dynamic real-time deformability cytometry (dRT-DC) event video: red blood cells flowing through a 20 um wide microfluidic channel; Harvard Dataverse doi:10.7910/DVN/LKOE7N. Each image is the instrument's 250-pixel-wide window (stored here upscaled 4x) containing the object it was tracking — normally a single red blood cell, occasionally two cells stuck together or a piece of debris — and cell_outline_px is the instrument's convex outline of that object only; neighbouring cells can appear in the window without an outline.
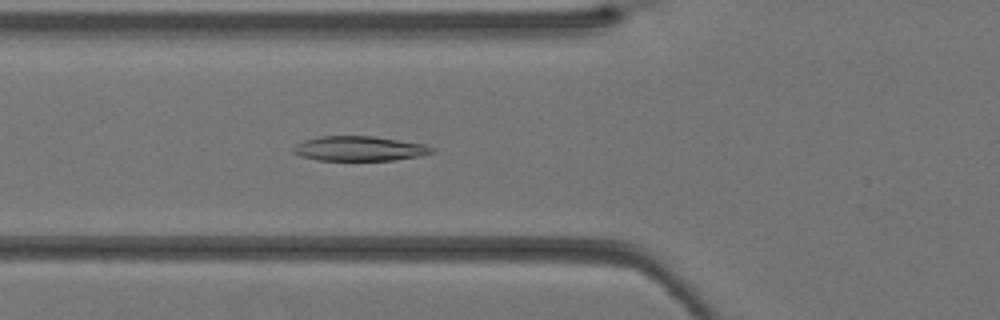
{"species": "Egyptian fruit bat (a non-hibernating species)", "species_latin": "Rousettus aegyptiacus", "temperature_condition": "warm", "stored_images_in_passage": 40, "camera_frame_rate_fps": 3000, "um_per_image_px": 0.085, "animal": {"sex": "female"}, "frame": {"image": 1, "passage_image": 14, "time_ms": 4.333, "image_size_px": [1000, 320], "cell_outline_px": [[436, 152], [416, 156], [392, 160], [316, 160], [300, 156], [292, 152], [292, 148], [296, 144], [304, 140], [320, 136], [372, 136], [424, 144], [432, 148]], "centroid_in_image_um": [30.48, 12.63], "position_along_channel_um": 95.3, "area_um2": 19.83}}
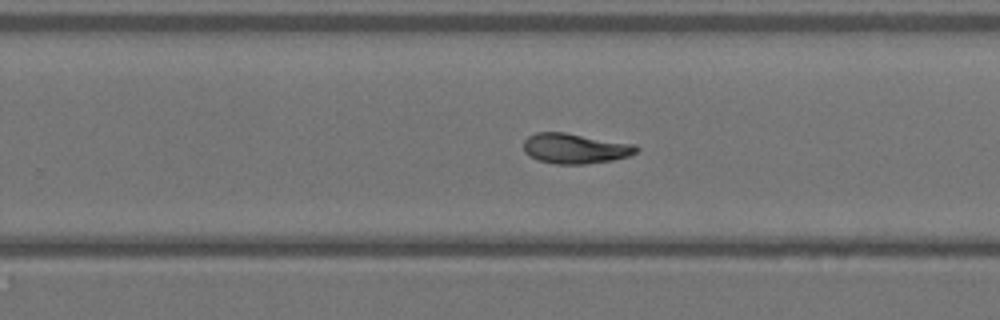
{"frame": {"image": 2, "passage_image": 25, "time_ms": 8.0, "image_size_px": [1000, 320], "cell_outline_px": [[640, 148], [636, 152], [628, 156], [612, 160], [584, 164], [556, 164], [540, 160], [528, 156], [524, 152], [524, 140], [528, 136], [536, 132], [564, 132], [636, 144]], "centroid_in_image_um": [48.88, 12.61], "position_along_channel_um": 280.9, "area_um2": 19.88}}
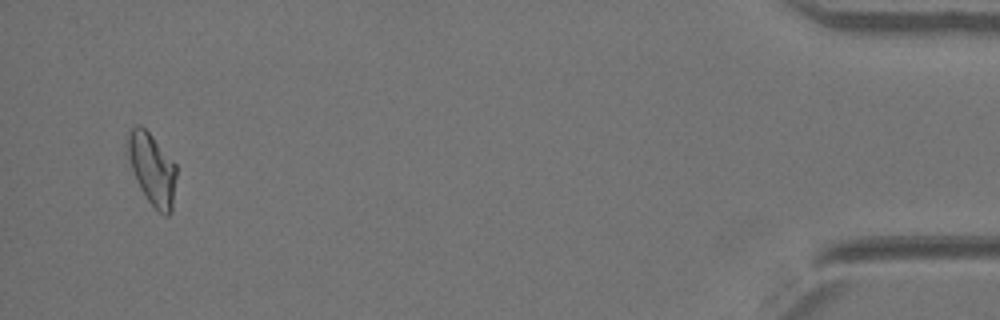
{"frame": {"image": 3, "passage_image": 38, "time_ms": 12.333, "image_size_px": [1000, 320], "cell_outline_px": [[176, 176], [172, 212], [168, 216], [164, 216], [148, 200], [140, 188], [136, 180], [132, 168], [128, 148], [128, 132], [136, 124], [140, 124], [148, 132], [176, 164]], "centroid_in_image_um": [12.96, 14.39], "position_along_channel_um": 422.2, "area_um2": 19.88}}